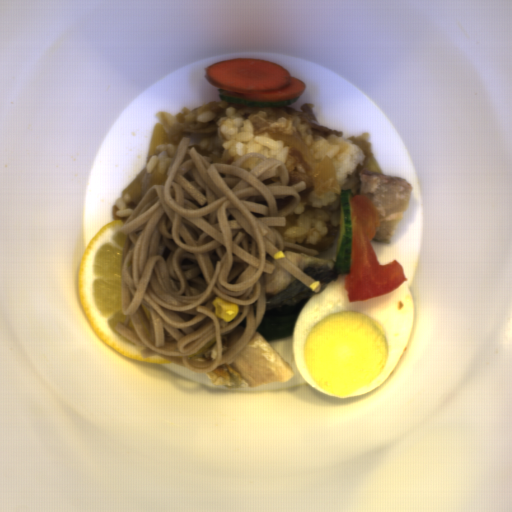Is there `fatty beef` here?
Segmentation results:
<instances>
[{
	"label": "fatty beef",
	"mask_w": 512,
	"mask_h": 512,
	"mask_svg": "<svg viewBox=\"0 0 512 512\" xmlns=\"http://www.w3.org/2000/svg\"><path fill=\"white\" fill-rule=\"evenodd\" d=\"M365 170L360 163L349 173L344 182L341 184L342 191L351 190L354 194L350 199L360 196L361 180L360 175Z\"/></svg>",
	"instance_id": "obj_4"
},
{
	"label": "fatty beef",
	"mask_w": 512,
	"mask_h": 512,
	"mask_svg": "<svg viewBox=\"0 0 512 512\" xmlns=\"http://www.w3.org/2000/svg\"><path fill=\"white\" fill-rule=\"evenodd\" d=\"M208 108H209L210 112L214 113V115H215V117L209 123V125L204 128H201V129H196V128H192V127L191 128H182L179 132H177L172 137L173 143L180 142L181 138L184 136H189V138H190V137L197 136V135L204 134V133H213L219 119L224 117L225 112L229 108H235L236 112H238L239 114L248 116L252 113L257 112L261 107L249 108V107H246L241 104H234V103L230 102V104L228 106H226L225 108H221L216 101H213V102H209Z\"/></svg>",
	"instance_id": "obj_2"
},
{
	"label": "fatty beef",
	"mask_w": 512,
	"mask_h": 512,
	"mask_svg": "<svg viewBox=\"0 0 512 512\" xmlns=\"http://www.w3.org/2000/svg\"><path fill=\"white\" fill-rule=\"evenodd\" d=\"M340 230L333 227L326 231L322 237H319L316 243L300 244L305 248L315 249L318 253L330 248L331 244L339 238Z\"/></svg>",
	"instance_id": "obj_5"
},
{
	"label": "fatty beef",
	"mask_w": 512,
	"mask_h": 512,
	"mask_svg": "<svg viewBox=\"0 0 512 512\" xmlns=\"http://www.w3.org/2000/svg\"><path fill=\"white\" fill-rule=\"evenodd\" d=\"M284 164L288 168L290 176V180L287 186L295 185L301 181L306 182V189L298 193L301 196L300 203L307 202L312 191L316 189L308 161L302 153L291 148L285 155Z\"/></svg>",
	"instance_id": "obj_1"
},
{
	"label": "fatty beef",
	"mask_w": 512,
	"mask_h": 512,
	"mask_svg": "<svg viewBox=\"0 0 512 512\" xmlns=\"http://www.w3.org/2000/svg\"><path fill=\"white\" fill-rule=\"evenodd\" d=\"M284 114L294 115L298 118L301 124L308 126L311 132L317 137H328V136H336L343 137L342 131L338 130H330L328 128L323 127L317 121L316 114L314 112V105L312 104H303L301 106L300 111L297 110L294 106H284L279 107Z\"/></svg>",
	"instance_id": "obj_3"
}]
</instances>
